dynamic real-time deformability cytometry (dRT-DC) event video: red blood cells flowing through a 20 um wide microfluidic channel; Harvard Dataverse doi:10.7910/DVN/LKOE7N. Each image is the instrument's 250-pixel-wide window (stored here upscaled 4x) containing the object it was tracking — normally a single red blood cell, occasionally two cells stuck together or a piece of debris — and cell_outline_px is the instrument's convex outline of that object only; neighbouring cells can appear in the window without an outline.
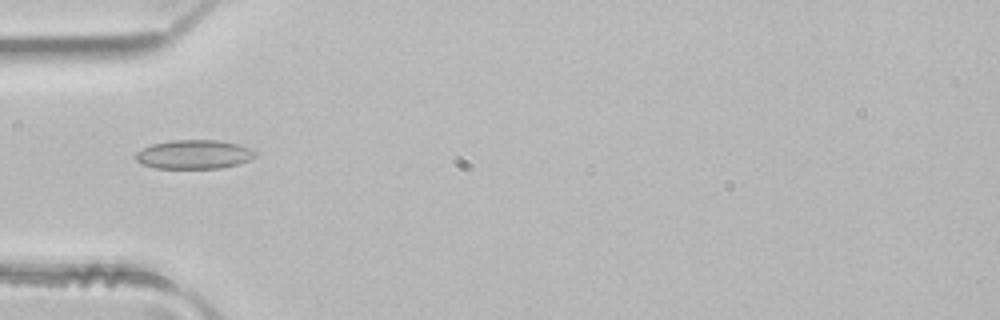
{"species": "common noctule bat (a hibernating species)", "species_latin": "Nyctalus noctula", "temperature_condition": "room temperature", "stored_images_in_passage": 3, "camera_frame_rate_fps": 3000, "um_per_image_px": 0.085, "animal": {"sex": "male", "body_mass_g": 21.5, "forearm_length_mm": 52.0}, "frame": {"image": 1, "passage_image": 3, "time_ms": 0.667, "image_size_px": [1000, 320], "cell_outline_px": [[256, 156], [240, 164], [220, 168], [156, 168], [140, 164], [136, 160], [136, 152], [152, 144], [172, 140], [216, 140], [236, 144], [248, 148], [256, 152]], "centroid_in_image_um": [16.47, 13.13], "position_along_channel_um": 68.5, "area_um2": 20.06}}